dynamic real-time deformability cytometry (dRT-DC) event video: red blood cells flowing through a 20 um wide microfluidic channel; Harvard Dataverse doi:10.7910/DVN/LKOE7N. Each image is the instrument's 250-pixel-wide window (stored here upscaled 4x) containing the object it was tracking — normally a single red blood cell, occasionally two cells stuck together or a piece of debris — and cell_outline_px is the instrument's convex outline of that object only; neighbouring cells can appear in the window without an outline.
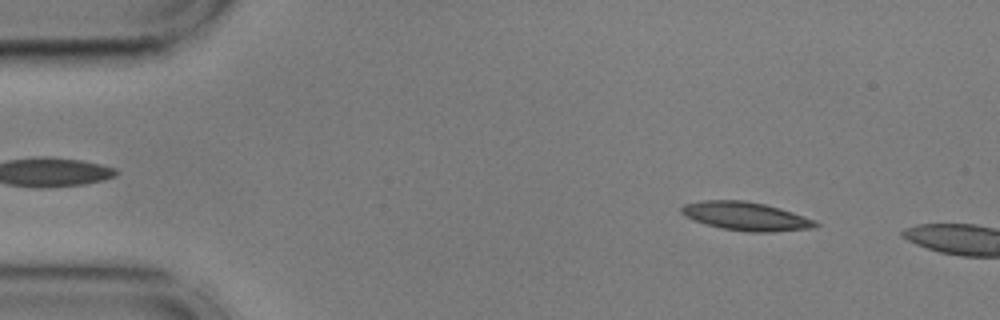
{"species": "common noctule bat (a hibernating species)", "species_latin": "Nyctalus noctula", "temperature_condition": "cold", "stored_images_in_passage": 9, "camera_frame_rate_fps": 3000, "um_per_image_px": 0.085, "animal": {"sex": "male", "body_mass_g": 17.9, "forearm_length_mm": 54.2}, "frame": {"image": 1, "passage_image": 6, "time_ms": 1.667, "image_size_px": [1000, 320], "cell_outline_px": [[820, 224], [816, 228], [772, 232], [748, 232], [720, 228], [692, 220], [684, 216], [680, 212], [680, 208], [684, 204], [704, 200], [744, 200], [764, 204], [780, 208], [816, 220]], "centroid_in_image_um": [63.4, 18.39], "position_along_channel_um": 21.6, "area_um2": 22.48}}